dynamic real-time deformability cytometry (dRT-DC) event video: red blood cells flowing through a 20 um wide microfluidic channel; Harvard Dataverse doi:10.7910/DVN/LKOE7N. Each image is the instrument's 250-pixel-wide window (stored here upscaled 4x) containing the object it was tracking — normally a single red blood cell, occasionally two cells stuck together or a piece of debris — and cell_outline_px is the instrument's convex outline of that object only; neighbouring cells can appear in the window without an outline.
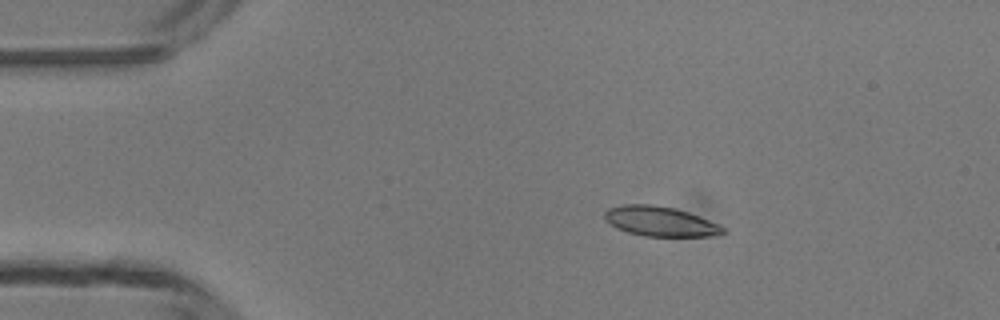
{"species": "common noctule bat (a hibernating species)", "species_latin": "Nyctalus noctula", "temperature_condition": "room temperature", "stored_images_in_passage": 5, "camera_frame_rate_fps": 3000, "um_per_image_px": 0.085, "animal": {"sex": "male", "body_mass_g": 13.3}, "frame": {"image": 1, "passage_image": 3, "time_ms": 2.333, "image_size_px": [1000, 320], "cell_outline_px": [[724, 232], [708, 236], [644, 236], [628, 232], [616, 228], [608, 224], [604, 220], [604, 212], [608, 208], [624, 204], [652, 204], [676, 208], [688, 212], [708, 220], [724, 228]], "centroid_in_image_um": [56.02, 18.8], "position_along_channel_um": 29.0, "area_um2": 20.46}}
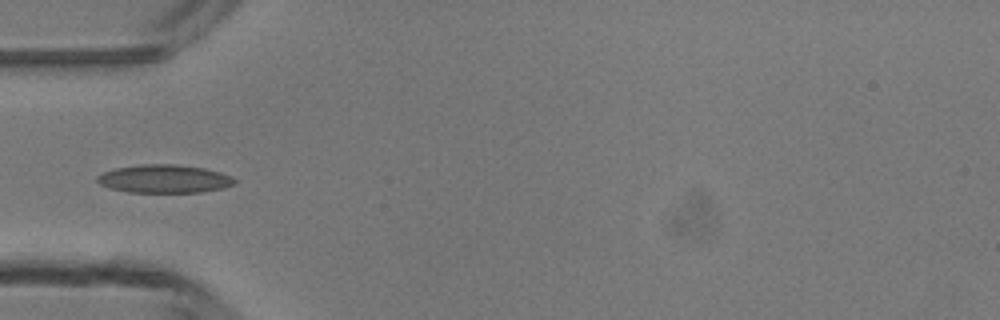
{"frame": {"image": 2, "passage_image": 5, "time_ms": 4.667, "image_size_px": [1000, 320], "cell_outline_px": [[236, 184], [224, 188], [200, 192], [128, 192], [112, 188], [100, 184], [96, 180], [96, 176], [104, 172], [116, 168], [140, 164], [176, 164], [204, 168], [220, 172], [232, 176], [236, 180]], "centroid_in_image_um": [14.0, 15.19], "position_along_channel_um": 71.0, "area_um2": 22.6}}